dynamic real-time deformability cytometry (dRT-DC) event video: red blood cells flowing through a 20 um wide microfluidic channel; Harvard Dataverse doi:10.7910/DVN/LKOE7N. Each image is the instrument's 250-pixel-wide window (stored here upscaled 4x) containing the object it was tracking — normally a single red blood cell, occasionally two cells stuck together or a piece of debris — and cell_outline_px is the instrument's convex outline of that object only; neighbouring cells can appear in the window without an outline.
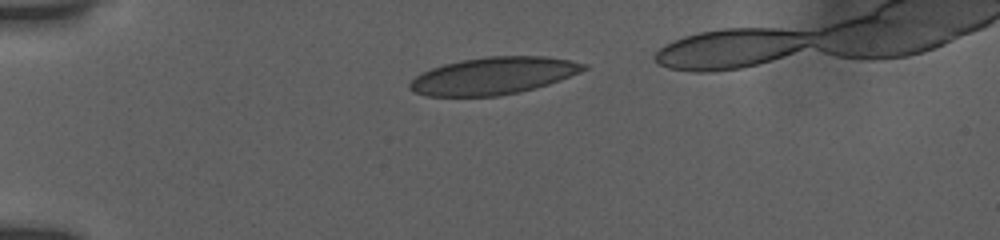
{"species": "human", "species_latin": "Homo sapiens", "temperature_condition": "room temperature", "stored_images_in_passage": 6, "segment_of_instrument_passage": [1, 2], "camera_frame_rate_fps": 3000, "um_per_image_px": 0.085, "donor": {"sex": "female"}, "frame": {"image": 1, "passage_image": 2, "time_ms": 0.667, "image_size_px": [1000, 240], "cell_outline_px": [[588, 68], [580, 72], [560, 80], [548, 84], [520, 92], [496, 96], [428, 96], [416, 92], [408, 88], [408, 84], [416, 76], [432, 68], [444, 64], [460, 60], [484, 56], [544, 56], [568, 60], [588, 64]], "centroid_in_image_um": [41.95, 6.44], "position_along_channel_um": 43.1, "area_um2": 37.57}}
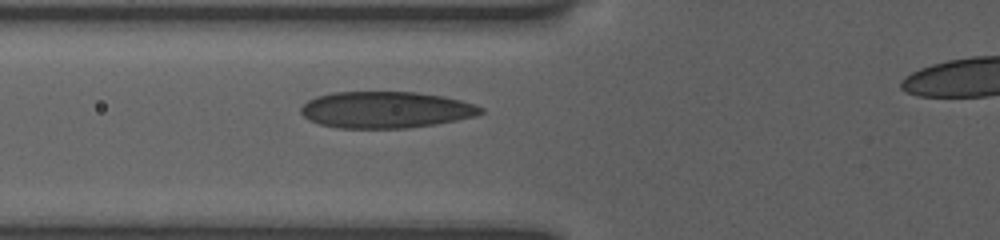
{"frame": {"image": 2, "passage_image": 5, "time_ms": 3.0, "image_size_px": [1000, 240], "cell_outline_px": [[484, 112], [476, 116], [436, 124], [408, 128], [340, 128], [320, 124], [308, 120], [300, 112], [300, 108], [308, 100], [316, 96], [332, 92], [416, 92], [444, 96], [476, 104], [484, 108]], "centroid_in_image_um": [32.8, 9.33], "position_along_channel_um": 93.0, "area_um2": 38.49}}